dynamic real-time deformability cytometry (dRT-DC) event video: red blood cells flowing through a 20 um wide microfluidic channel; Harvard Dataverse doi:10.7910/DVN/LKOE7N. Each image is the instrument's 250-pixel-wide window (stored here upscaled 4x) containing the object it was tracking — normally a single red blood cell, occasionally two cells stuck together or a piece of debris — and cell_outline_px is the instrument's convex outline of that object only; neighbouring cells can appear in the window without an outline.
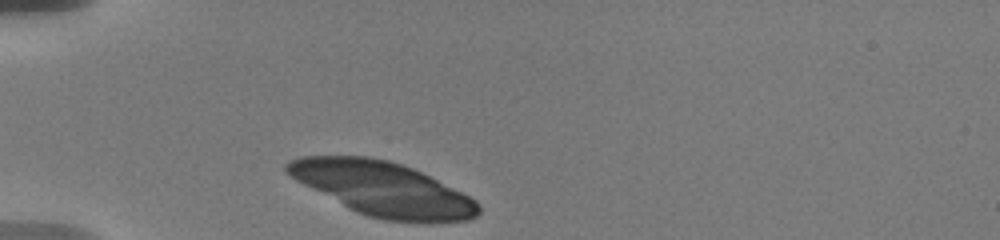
{"species": "human", "species_latin": "Homo sapiens", "temperature_condition": "warm", "stored_images_in_passage": 41, "camera_frame_rate_fps": 3000, "um_per_image_px": 0.085, "donor": {"sex": "male"}, "frame": {"image": 1, "passage_image": 1, "time_ms": 0.0, "image_size_px": [1000, 240], "cell_outline_px": [[480, 212], [476, 216], [468, 220], [384, 220], [368, 216], [356, 212], [348, 208], [296, 180], [284, 172], [284, 164], [300, 156], [372, 156], [388, 160], [412, 168], [476, 200], [480, 204]], "centroid_in_image_um": [32.46, 16.02], "position_along_channel_um": 52.5, "area_um2": 59.07}}